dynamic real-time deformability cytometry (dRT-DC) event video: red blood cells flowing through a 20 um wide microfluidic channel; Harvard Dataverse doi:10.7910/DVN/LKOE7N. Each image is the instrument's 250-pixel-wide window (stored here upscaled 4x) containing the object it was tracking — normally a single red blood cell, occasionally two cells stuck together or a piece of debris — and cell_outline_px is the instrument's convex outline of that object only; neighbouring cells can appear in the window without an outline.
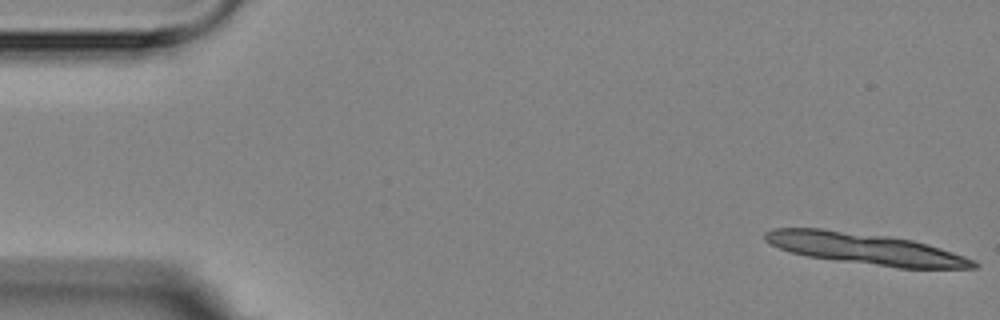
{"species": "Egyptian fruit bat (a non-hibernating species)", "species_latin": "Rousettus aegyptiacus", "temperature_condition": "room temperature", "stored_images_in_passage": 5, "camera_frame_rate_fps": 3000, "um_per_image_px": 0.085, "animal": {"sex": "female"}, "frame": {"image": 1, "passage_image": 1, "time_ms": 0.0, "image_size_px": [1000, 320], "cell_outline_px": [[980, 264], [976, 268], [900, 268], [836, 260], [808, 256], [792, 252], [780, 248], [764, 240], [764, 232], [772, 228], [824, 228], [888, 236], [912, 240], [928, 244], [976, 260]], "centroid_in_image_um": [73.57, 21.13], "position_along_channel_um": 11.4, "area_um2": 37.92}}